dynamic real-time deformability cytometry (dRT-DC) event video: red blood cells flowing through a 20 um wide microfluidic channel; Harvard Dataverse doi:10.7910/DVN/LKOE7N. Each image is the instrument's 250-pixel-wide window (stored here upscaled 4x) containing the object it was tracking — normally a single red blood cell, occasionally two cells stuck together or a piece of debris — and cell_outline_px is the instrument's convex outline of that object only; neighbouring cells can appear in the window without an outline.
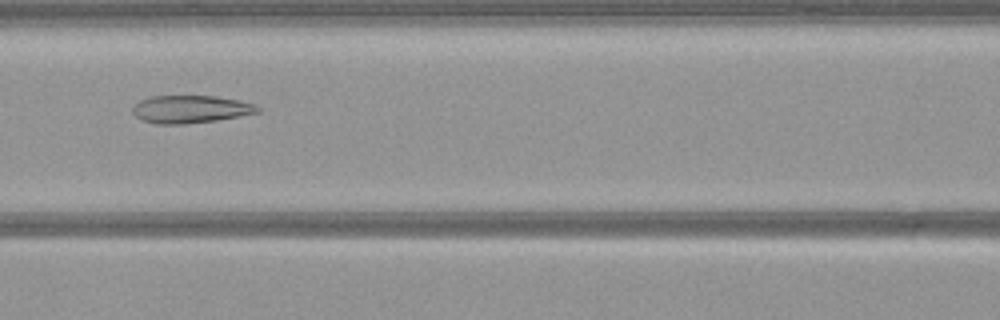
{"species": "common noctule bat (a hibernating species)", "species_latin": "Nyctalus noctula", "temperature_condition": "warm", "stored_images_in_passage": 52, "camera_frame_rate_fps": 3000, "um_per_image_px": 0.085, "animal": {"sex": "female", "body_mass_g": 21.9}, "frame": {"image": 1, "passage_image": 22, "time_ms": 7.0, "image_size_px": [1000, 320], "cell_outline_px": [[260, 112], [216, 120], [184, 124], [156, 124], [140, 120], [132, 112], [132, 108], [140, 100], [148, 96], [216, 96], [240, 100], [252, 104], [260, 108]], "centroid_in_image_um": [16.15, 9.28], "position_along_channel_um": 150.4, "area_um2": 20.17}}
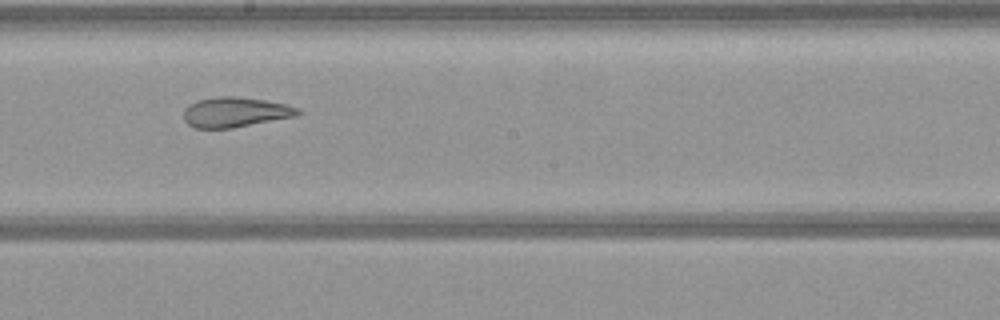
{"frame": {"image": 2, "passage_image": 28, "time_ms": 9.0, "image_size_px": [1000, 320], "cell_outline_px": [[304, 112], [300, 116], [232, 128], [196, 128], [188, 124], [184, 120], [184, 108], [188, 104], [196, 100], [220, 96], [236, 96], [264, 100], [288, 104], [300, 108]], "centroid_in_image_um": [20.06, 9.53], "position_along_channel_um": 228.1, "area_um2": 20.4}}
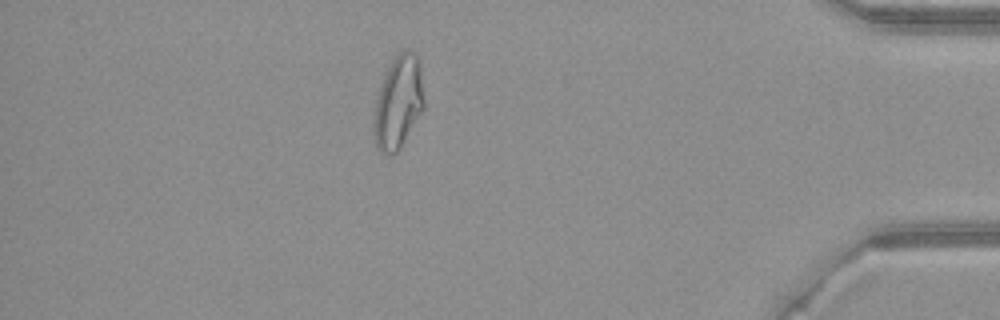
{"frame": {"image": 3, "passage_image": 45, "time_ms": 14.667, "image_size_px": [1000, 320], "cell_outline_px": [[424, 108], [400, 148], [392, 156], [384, 156], [376, 148], [372, 132], [372, 116], [380, 84], [392, 60], [404, 48], [408, 48], [416, 56], [420, 64], [424, 100]], "centroid_in_image_um": [33.81, 8.76], "position_along_channel_um": 401.4, "area_um2": 27.63}}